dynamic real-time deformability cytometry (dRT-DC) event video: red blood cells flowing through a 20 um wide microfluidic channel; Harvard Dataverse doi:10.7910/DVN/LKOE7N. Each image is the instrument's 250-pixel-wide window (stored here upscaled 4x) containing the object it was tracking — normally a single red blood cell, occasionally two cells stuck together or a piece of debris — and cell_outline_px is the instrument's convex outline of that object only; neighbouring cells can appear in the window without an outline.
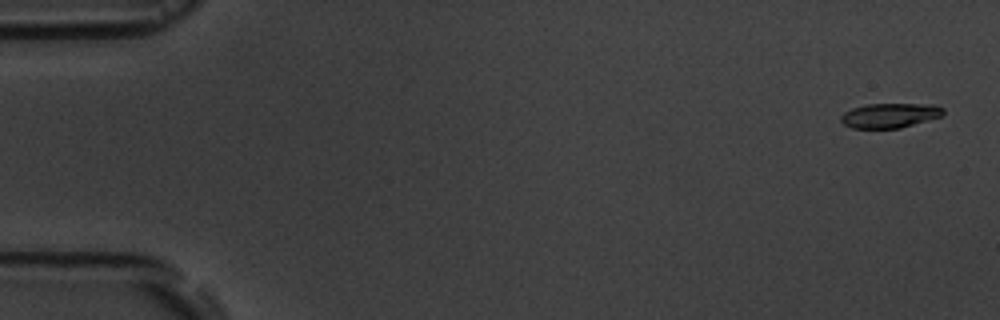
{"species": "common noctule bat (a hibernating species)", "species_latin": "Nyctalus noctula", "temperature_condition": "room temperature", "stored_images_in_passage": 5, "camera_frame_rate_fps": 3000, "um_per_image_px": 0.085, "animal": {"sex": "male", "body_mass_g": 19.5, "forearm_length_mm": 54.6}, "frame": {"image": 1, "passage_image": 1, "time_ms": 0.0, "image_size_px": [1000, 320], "cell_outline_px": [[944, 112], [940, 116], [900, 128], [852, 128], [844, 124], [840, 120], [840, 116], [844, 112], [852, 108], [868, 104], [932, 104], [944, 108]], "centroid_in_image_um": [75.61, 9.81], "position_along_channel_um": 9.4, "area_um2": 14.57}}